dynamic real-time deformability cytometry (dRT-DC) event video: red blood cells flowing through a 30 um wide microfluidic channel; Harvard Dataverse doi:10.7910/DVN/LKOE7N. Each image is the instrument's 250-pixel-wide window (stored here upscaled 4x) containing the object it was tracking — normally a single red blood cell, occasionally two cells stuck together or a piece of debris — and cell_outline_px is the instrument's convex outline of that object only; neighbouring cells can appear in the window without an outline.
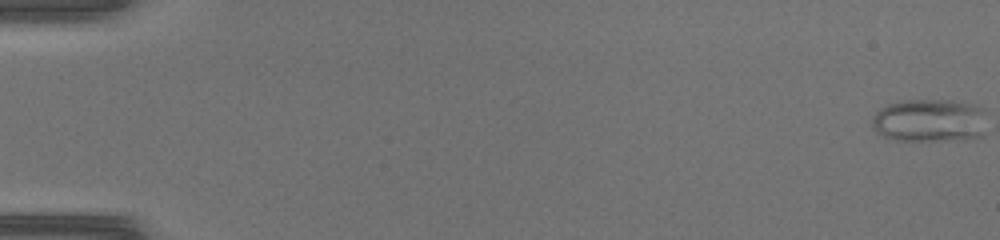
{"species": "common noctule bat (a hibernating species)", "species_latin": "Nyctalus noctula", "temperature_condition": "warm", "stored_images_in_passage": 47, "camera_frame_rate_fps": 3000, "um_per_image_px": 0.085, "animal": {"sex": "female", "body_mass_g": 17.0, "forearm_length_mm": 48.0}, "frame": {"image": 1, "passage_image": 1, "time_ms": 0.0, "image_size_px": [1000, 240], "cell_outline_px": [[984, 112], [980, 136], [964, 140], [896, 140], [884, 136], [876, 132], [872, 124], [872, 116], [880, 108], [888, 104], [908, 100], [944, 100], [972, 104], [984, 108]], "centroid_in_image_um": [78.96, 10.24], "position_along_channel_um": 6.0, "area_um2": 28.55}}
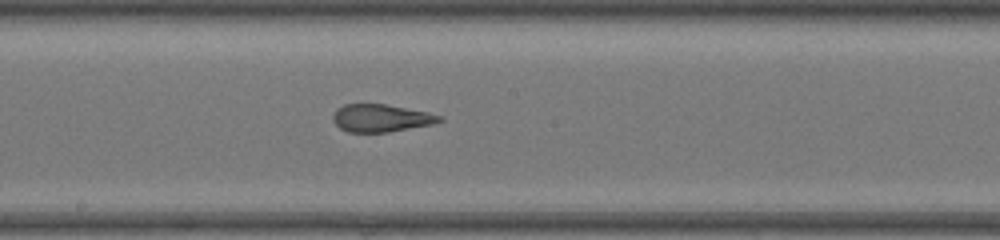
{"frame": {"image": 2, "passage_image": 27, "time_ms": 8.667, "image_size_px": [1000, 240], "cell_outline_px": [[444, 120], [432, 124], [388, 132], [348, 132], [340, 128], [332, 120], [332, 116], [336, 108], [344, 104], [384, 104], [428, 112], [444, 116]], "centroid_in_image_um": [32.38, 10.03], "position_along_channel_um": 215.8, "area_um2": 17.17}}
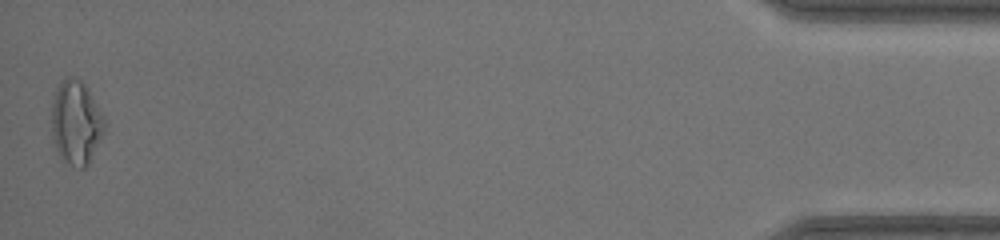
{"frame": {"image": 3, "passage_image": 47, "time_ms": 15.333, "image_size_px": [1000, 240], "cell_outline_px": [[104, 128], [88, 164], [84, 168], [80, 168], [68, 164], [60, 156], [56, 148], [52, 136], [52, 104], [56, 88], [60, 80], [68, 76], [72, 76], [80, 80], [88, 88], [104, 116]], "centroid_in_image_um": [6.44, 10.37], "position_along_channel_um": 428.8, "area_um2": 25.61}}